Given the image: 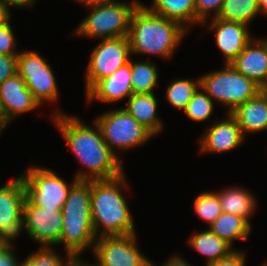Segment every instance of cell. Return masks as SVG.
Here are the masks:
<instances>
[{"mask_svg": "<svg viewBox=\"0 0 267 266\" xmlns=\"http://www.w3.org/2000/svg\"><path fill=\"white\" fill-rule=\"evenodd\" d=\"M17 56L0 54V84L17 73Z\"/></svg>", "mask_w": 267, "mask_h": 266, "instance_id": "obj_33", "label": "cell"}, {"mask_svg": "<svg viewBox=\"0 0 267 266\" xmlns=\"http://www.w3.org/2000/svg\"><path fill=\"white\" fill-rule=\"evenodd\" d=\"M262 266H267V261H266V262H264Z\"/></svg>", "mask_w": 267, "mask_h": 266, "instance_id": "obj_44", "label": "cell"}, {"mask_svg": "<svg viewBox=\"0 0 267 266\" xmlns=\"http://www.w3.org/2000/svg\"><path fill=\"white\" fill-rule=\"evenodd\" d=\"M142 2L118 1L98 4L88 8L87 16L81 20L76 30V36L100 38L101 40L129 35L132 13Z\"/></svg>", "mask_w": 267, "mask_h": 266, "instance_id": "obj_5", "label": "cell"}, {"mask_svg": "<svg viewBox=\"0 0 267 266\" xmlns=\"http://www.w3.org/2000/svg\"><path fill=\"white\" fill-rule=\"evenodd\" d=\"M255 38L230 64L262 89H267V38Z\"/></svg>", "mask_w": 267, "mask_h": 266, "instance_id": "obj_17", "label": "cell"}, {"mask_svg": "<svg viewBox=\"0 0 267 266\" xmlns=\"http://www.w3.org/2000/svg\"><path fill=\"white\" fill-rule=\"evenodd\" d=\"M208 229L233 246L235 241L248 240L252 226L239 216L222 212Z\"/></svg>", "mask_w": 267, "mask_h": 266, "instance_id": "obj_24", "label": "cell"}, {"mask_svg": "<svg viewBox=\"0 0 267 266\" xmlns=\"http://www.w3.org/2000/svg\"><path fill=\"white\" fill-rule=\"evenodd\" d=\"M218 194L223 212L245 219L251 226L250 217L257 210V198L244 187L231 186L215 191Z\"/></svg>", "mask_w": 267, "mask_h": 266, "instance_id": "obj_21", "label": "cell"}, {"mask_svg": "<svg viewBox=\"0 0 267 266\" xmlns=\"http://www.w3.org/2000/svg\"><path fill=\"white\" fill-rule=\"evenodd\" d=\"M131 48L128 36L101 40L89 56L85 72V95L101 80L129 63Z\"/></svg>", "mask_w": 267, "mask_h": 266, "instance_id": "obj_9", "label": "cell"}, {"mask_svg": "<svg viewBox=\"0 0 267 266\" xmlns=\"http://www.w3.org/2000/svg\"><path fill=\"white\" fill-rule=\"evenodd\" d=\"M187 244L200 255L205 256L206 265L230 255L236 249L224 239L219 238L208 228L194 233Z\"/></svg>", "mask_w": 267, "mask_h": 266, "instance_id": "obj_23", "label": "cell"}, {"mask_svg": "<svg viewBox=\"0 0 267 266\" xmlns=\"http://www.w3.org/2000/svg\"><path fill=\"white\" fill-rule=\"evenodd\" d=\"M13 244L15 243L0 241V266H20Z\"/></svg>", "mask_w": 267, "mask_h": 266, "instance_id": "obj_34", "label": "cell"}, {"mask_svg": "<svg viewBox=\"0 0 267 266\" xmlns=\"http://www.w3.org/2000/svg\"><path fill=\"white\" fill-rule=\"evenodd\" d=\"M63 226L57 246H64L65 254L81 259L82 252L97 240L91 218V181H77L70 189L61 209Z\"/></svg>", "mask_w": 267, "mask_h": 266, "instance_id": "obj_4", "label": "cell"}, {"mask_svg": "<svg viewBox=\"0 0 267 266\" xmlns=\"http://www.w3.org/2000/svg\"><path fill=\"white\" fill-rule=\"evenodd\" d=\"M87 266H96L94 263H87Z\"/></svg>", "mask_w": 267, "mask_h": 266, "instance_id": "obj_43", "label": "cell"}, {"mask_svg": "<svg viewBox=\"0 0 267 266\" xmlns=\"http://www.w3.org/2000/svg\"><path fill=\"white\" fill-rule=\"evenodd\" d=\"M150 12L180 23L188 31L196 26L194 0H152L151 5H144Z\"/></svg>", "mask_w": 267, "mask_h": 266, "instance_id": "obj_22", "label": "cell"}, {"mask_svg": "<svg viewBox=\"0 0 267 266\" xmlns=\"http://www.w3.org/2000/svg\"><path fill=\"white\" fill-rule=\"evenodd\" d=\"M94 121L99 126L106 144L121 160L119 154L122 151L144 146L154 137L124 108H112L95 117Z\"/></svg>", "mask_w": 267, "mask_h": 266, "instance_id": "obj_7", "label": "cell"}, {"mask_svg": "<svg viewBox=\"0 0 267 266\" xmlns=\"http://www.w3.org/2000/svg\"><path fill=\"white\" fill-rule=\"evenodd\" d=\"M0 104L9 123L14 118L40 107L18 73L0 84Z\"/></svg>", "mask_w": 267, "mask_h": 266, "instance_id": "obj_16", "label": "cell"}, {"mask_svg": "<svg viewBox=\"0 0 267 266\" xmlns=\"http://www.w3.org/2000/svg\"><path fill=\"white\" fill-rule=\"evenodd\" d=\"M75 1H78L79 3H81V5H84L85 7H89L98 4L113 2L115 0H75Z\"/></svg>", "mask_w": 267, "mask_h": 266, "instance_id": "obj_39", "label": "cell"}, {"mask_svg": "<svg viewBox=\"0 0 267 266\" xmlns=\"http://www.w3.org/2000/svg\"><path fill=\"white\" fill-rule=\"evenodd\" d=\"M52 248L53 246H40L21 261L20 266H66L73 259L69 254L62 257Z\"/></svg>", "mask_w": 267, "mask_h": 266, "instance_id": "obj_30", "label": "cell"}, {"mask_svg": "<svg viewBox=\"0 0 267 266\" xmlns=\"http://www.w3.org/2000/svg\"><path fill=\"white\" fill-rule=\"evenodd\" d=\"M199 88L200 78L190 80L178 77L167 86L165 98L172 107L183 111Z\"/></svg>", "mask_w": 267, "mask_h": 266, "instance_id": "obj_27", "label": "cell"}, {"mask_svg": "<svg viewBox=\"0 0 267 266\" xmlns=\"http://www.w3.org/2000/svg\"><path fill=\"white\" fill-rule=\"evenodd\" d=\"M194 2L196 10V25L201 24L203 26L204 24H209L206 23L210 22L208 20L218 17L224 0H194Z\"/></svg>", "mask_w": 267, "mask_h": 266, "instance_id": "obj_31", "label": "cell"}, {"mask_svg": "<svg viewBox=\"0 0 267 266\" xmlns=\"http://www.w3.org/2000/svg\"><path fill=\"white\" fill-rule=\"evenodd\" d=\"M123 108L154 136L163 131L164 122L157 115L158 101L154 93H133Z\"/></svg>", "mask_w": 267, "mask_h": 266, "instance_id": "obj_20", "label": "cell"}, {"mask_svg": "<svg viewBox=\"0 0 267 266\" xmlns=\"http://www.w3.org/2000/svg\"><path fill=\"white\" fill-rule=\"evenodd\" d=\"M223 119L213 121V124L208 125L205 133L198 139L201 154L225 153L244 143L245 137L236 119L230 113H227Z\"/></svg>", "mask_w": 267, "mask_h": 266, "instance_id": "obj_14", "label": "cell"}, {"mask_svg": "<svg viewBox=\"0 0 267 266\" xmlns=\"http://www.w3.org/2000/svg\"><path fill=\"white\" fill-rule=\"evenodd\" d=\"M131 65V84L134 94L154 93L158 86L159 71L157 65L152 60L134 61L129 60Z\"/></svg>", "mask_w": 267, "mask_h": 266, "instance_id": "obj_25", "label": "cell"}, {"mask_svg": "<svg viewBox=\"0 0 267 266\" xmlns=\"http://www.w3.org/2000/svg\"><path fill=\"white\" fill-rule=\"evenodd\" d=\"M26 190L19 175L0 187V241L13 242L22 232Z\"/></svg>", "mask_w": 267, "mask_h": 266, "instance_id": "obj_13", "label": "cell"}, {"mask_svg": "<svg viewBox=\"0 0 267 266\" xmlns=\"http://www.w3.org/2000/svg\"><path fill=\"white\" fill-rule=\"evenodd\" d=\"M12 28L10 22L0 26V54L2 55L20 54L16 50L17 41Z\"/></svg>", "mask_w": 267, "mask_h": 266, "instance_id": "obj_32", "label": "cell"}, {"mask_svg": "<svg viewBox=\"0 0 267 266\" xmlns=\"http://www.w3.org/2000/svg\"><path fill=\"white\" fill-rule=\"evenodd\" d=\"M199 78L200 87L213 101L227 107V113L263 90L253 80L237 72L231 64H224L223 69L209 71Z\"/></svg>", "mask_w": 267, "mask_h": 266, "instance_id": "obj_6", "label": "cell"}, {"mask_svg": "<svg viewBox=\"0 0 267 266\" xmlns=\"http://www.w3.org/2000/svg\"><path fill=\"white\" fill-rule=\"evenodd\" d=\"M257 15H260L258 0H224L217 18L250 26Z\"/></svg>", "mask_w": 267, "mask_h": 266, "instance_id": "obj_26", "label": "cell"}, {"mask_svg": "<svg viewBox=\"0 0 267 266\" xmlns=\"http://www.w3.org/2000/svg\"><path fill=\"white\" fill-rule=\"evenodd\" d=\"M260 14L267 15V0H258Z\"/></svg>", "mask_w": 267, "mask_h": 266, "instance_id": "obj_41", "label": "cell"}, {"mask_svg": "<svg viewBox=\"0 0 267 266\" xmlns=\"http://www.w3.org/2000/svg\"><path fill=\"white\" fill-rule=\"evenodd\" d=\"M0 3L5 5L9 10H11L10 6L16 8H34V4L36 3L34 0H0Z\"/></svg>", "mask_w": 267, "mask_h": 266, "instance_id": "obj_36", "label": "cell"}, {"mask_svg": "<svg viewBox=\"0 0 267 266\" xmlns=\"http://www.w3.org/2000/svg\"><path fill=\"white\" fill-rule=\"evenodd\" d=\"M11 10H9L5 5L0 3V26L3 24H6L8 22H11Z\"/></svg>", "mask_w": 267, "mask_h": 266, "instance_id": "obj_38", "label": "cell"}, {"mask_svg": "<svg viewBox=\"0 0 267 266\" xmlns=\"http://www.w3.org/2000/svg\"><path fill=\"white\" fill-rule=\"evenodd\" d=\"M20 176L23 179L26 197L33 204L43 208L62 209L70 189L78 181L74 177L71 184H68L56 171L34 164Z\"/></svg>", "mask_w": 267, "mask_h": 266, "instance_id": "obj_8", "label": "cell"}, {"mask_svg": "<svg viewBox=\"0 0 267 266\" xmlns=\"http://www.w3.org/2000/svg\"><path fill=\"white\" fill-rule=\"evenodd\" d=\"M210 21L208 29L213 30L215 34V43L223 55L224 64H230L253 39L250 28L240 22L219 18H213Z\"/></svg>", "mask_w": 267, "mask_h": 266, "instance_id": "obj_15", "label": "cell"}, {"mask_svg": "<svg viewBox=\"0 0 267 266\" xmlns=\"http://www.w3.org/2000/svg\"><path fill=\"white\" fill-rule=\"evenodd\" d=\"M214 101L200 87L183 110L184 114L194 122L209 121L214 112Z\"/></svg>", "mask_w": 267, "mask_h": 266, "instance_id": "obj_29", "label": "cell"}, {"mask_svg": "<svg viewBox=\"0 0 267 266\" xmlns=\"http://www.w3.org/2000/svg\"><path fill=\"white\" fill-rule=\"evenodd\" d=\"M66 266H87L82 258L81 259H72Z\"/></svg>", "mask_w": 267, "mask_h": 266, "instance_id": "obj_42", "label": "cell"}, {"mask_svg": "<svg viewBox=\"0 0 267 266\" xmlns=\"http://www.w3.org/2000/svg\"><path fill=\"white\" fill-rule=\"evenodd\" d=\"M136 233L98 237L93 248L96 266H153L137 246Z\"/></svg>", "mask_w": 267, "mask_h": 266, "instance_id": "obj_11", "label": "cell"}, {"mask_svg": "<svg viewBox=\"0 0 267 266\" xmlns=\"http://www.w3.org/2000/svg\"><path fill=\"white\" fill-rule=\"evenodd\" d=\"M63 215L60 208H43L27 197L23 205L22 231L41 246H56L61 237Z\"/></svg>", "mask_w": 267, "mask_h": 266, "instance_id": "obj_12", "label": "cell"}, {"mask_svg": "<svg viewBox=\"0 0 267 266\" xmlns=\"http://www.w3.org/2000/svg\"><path fill=\"white\" fill-rule=\"evenodd\" d=\"M51 116L53 124L68 146V151L76 156L83 167L74 175L78 181L113 179L124 173L123 160L106 144L95 121L92 127L79 117L59 109Z\"/></svg>", "mask_w": 267, "mask_h": 266, "instance_id": "obj_1", "label": "cell"}, {"mask_svg": "<svg viewBox=\"0 0 267 266\" xmlns=\"http://www.w3.org/2000/svg\"><path fill=\"white\" fill-rule=\"evenodd\" d=\"M125 172L118 177L91 181V218L96 237L136 233L123 189Z\"/></svg>", "mask_w": 267, "mask_h": 266, "instance_id": "obj_2", "label": "cell"}, {"mask_svg": "<svg viewBox=\"0 0 267 266\" xmlns=\"http://www.w3.org/2000/svg\"><path fill=\"white\" fill-rule=\"evenodd\" d=\"M17 73L40 106L45 102H56L59 89L54 71L40 53L34 50L20 52L17 56Z\"/></svg>", "mask_w": 267, "mask_h": 266, "instance_id": "obj_10", "label": "cell"}, {"mask_svg": "<svg viewBox=\"0 0 267 266\" xmlns=\"http://www.w3.org/2000/svg\"><path fill=\"white\" fill-rule=\"evenodd\" d=\"M246 253L243 249H236L230 255L212 262L206 266H246Z\"/></svg>", "mask_w": 267, "mask_h": 266, "instance_id": "obj_35", "label": "cell"}, {"mask_svg": "<svg viewBox=\"0 0 267 266\" xmlns=\"http://www.w3.org/2000/svg\"><path fill=\"white\" fill-rule=\"evenodd\" d=\"M7 125H9V122L6 120L0 104V133L6 129Z\"/></svg>", "mask_w": 267, "mask_h": 266, "instance_id": "obj_40", "label": "cell"}, {"mask_svg": "<svg viewBox=\"0 0 267 266\" xmlns=\"http://www.w3.org/2000/svg\"><path fill=\"white\" fill-rule=\"evenodd\" d=\"M153 266H157L155 264V262H153ZM160 266H192L190 265V263H188L185 258H183V256L181 257V255H176L174 254V256L169 257L168 260H166V262H164L162 265Z\"/></svg>", "mask_w": 267, "mask_h": 266, "instance_id": "obj_37", "label": "cell"}, {"mask_svg": "<svg viewBox=\"0 0 267 266\" xmlns=\"http://www.w3.org/2000/svg\"><path fill=\"white\" fill-rule=\"evenodd\" d=\"M187 33L188 30L180 23L150 12L141 3L130 21L128 38L131 55H157L169 60Z\"/></svg>", "mask_w": 267, "mask_h": 266, "instance_id": "obj_3", "label": "cell"}, {"mask_svg": "<svg viewBox=\"0 0 267 266\" xmlns=\"http://www.w3.org/2000/svg\"><path fill=\"white\" fill-rule=\"evenodd\" d=\"M133 94L130 63L118 68L111 76L99 81L87 94L86 101L116 103Z\"/></svg>", "mask_w": 267, "mask_h": 266, "instance_id": "obj_18", "label": "cell"}, {"mask_svg": "<svg viewBox=\"0 0 267 266\" xmlns=\"http://www.w3.org/2000/svg\"><path fill=\"white\" fill-rule=\"evenodd\" d=\"M195 214L209 227L223 212L218 194L214 191H203L194 200Z\"/></svg>", "mask_w": 267, "mask_h": 266, "instance_id": "obj_28", "label": "cell"}, {"mask_svg": "<svg viewBox=\"0 0 267 266\" xmlns=\"http://www.w3.org/2000/svg\"><path fill=\"white\" fill-rule=\"evenodd\" d=\"M237 121L245 138L267 130V89L238 106L230 113Z\"/></svg>", "mask_w": 267, "mask_h": 266, "instance_id": "obj_19", "label": "cell"}]
</instances>
